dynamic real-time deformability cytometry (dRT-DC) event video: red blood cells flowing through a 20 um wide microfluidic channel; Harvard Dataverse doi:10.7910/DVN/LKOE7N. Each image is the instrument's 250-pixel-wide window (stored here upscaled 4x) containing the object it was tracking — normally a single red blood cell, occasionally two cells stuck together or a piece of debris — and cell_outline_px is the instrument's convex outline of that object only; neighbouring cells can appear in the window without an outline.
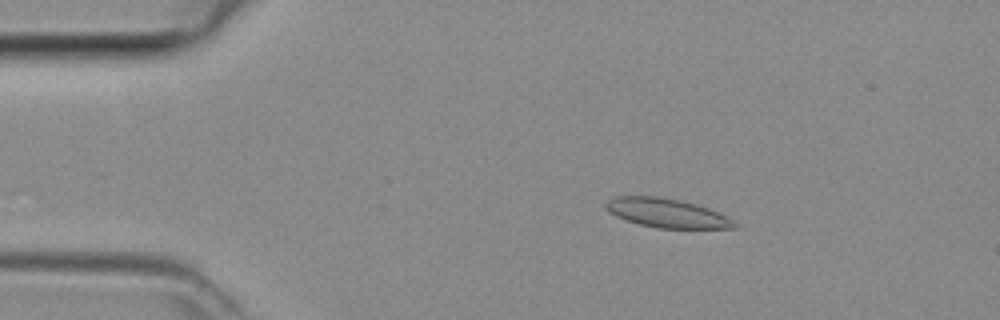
{"species": "common noctule bat (a hibernating species)", "species_latin": "Nyctalus noctula", "temperature_condition": "room temperature", "stored_images_in_passage": 44, "camera_frame_rate_fps": 3000, "um_per_image_px": 0.085, "animal": {"sex": "female", "body_mass_g": 29.2, "forearm_length_mm": 56.3}, "frame": {"image": 1, "passage_image": 6, "time_ms": 1.667, "image_size_px": [1000, 320], "cell_outline_px": [[740, 224], [736, 228], [656, 228], [640, 224], [616, 216], [608, 212], [604, 208], [604, 204], [608, 200], [616, 196], [656, 196], [680, 200], [696, 204], [708, 208]], "centroid_in_image_um": [56.65, 18.1], "position_along_channel_um": 28.4, "area_um2": 21.62}}
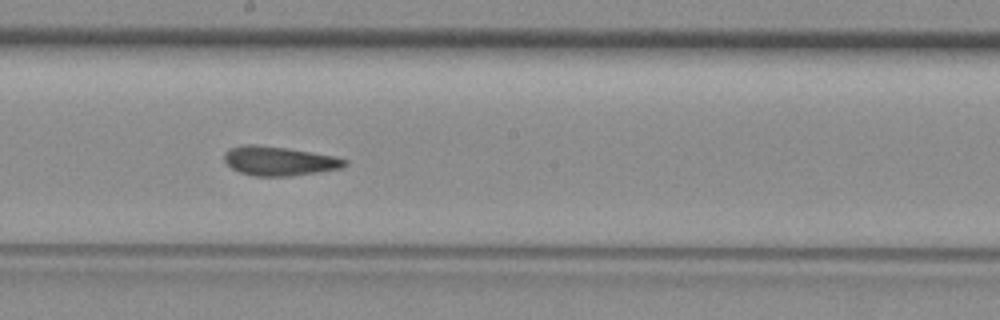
{"frame": {"image": 2, "passage_image": 23, "time_ms": 7.333, "image_size_px": [1000, 320], "cell_outline_px": [[348, 164], [340, 168], [292, 176], [252, 176], [240, 172], [232, 168], [224, 160], [224, 152], [228, 148], [240, 144], [256, 144], [288, 148], [336, 156], [348, 160]], "centroid_in_image_um": [23.7, 13.67], "position_along_channel_um": 224.5, "area_um2": 20.69}}
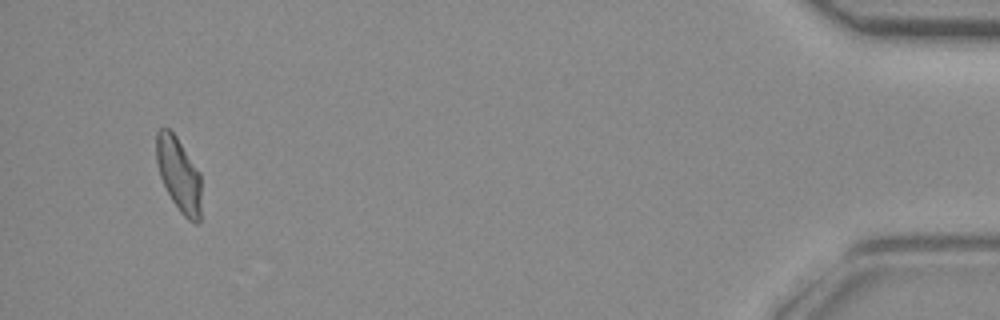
{"frame": {"image": 3, "passage_image": 42, "time_ms": 13.667, "image_size_px": [1000, 320], "cell_outline_px": [[200, 220], [196, 224], [188, 220], [180, 212], [172, 200], [160, 176], [156, 164], [156, 132], [160, 128], [168, 128], [176, 136], [200, 172]], "centroid_in_image_um": [15.19, 14.82], "position_along_channel_um": 420.0, "area_um2": 19.36}}